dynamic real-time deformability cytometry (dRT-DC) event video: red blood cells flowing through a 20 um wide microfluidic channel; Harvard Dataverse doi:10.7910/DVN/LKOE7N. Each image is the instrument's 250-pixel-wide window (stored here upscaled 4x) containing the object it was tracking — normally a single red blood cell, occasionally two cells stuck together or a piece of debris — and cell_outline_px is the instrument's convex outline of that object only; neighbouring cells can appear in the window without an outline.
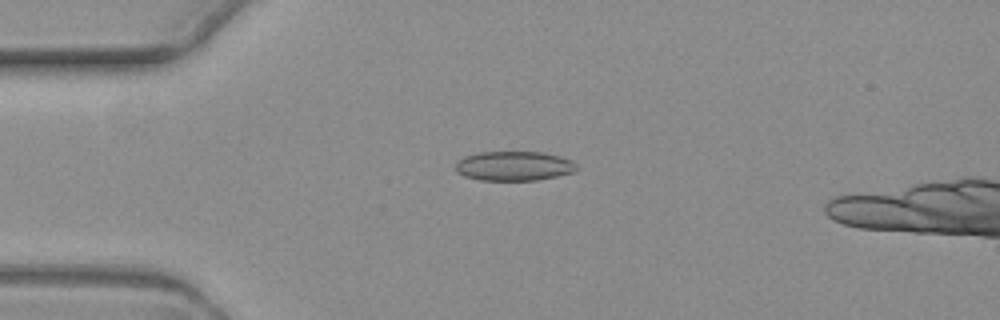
{"species": "common noctule bat (a hibernating species)", "species_latin": "Nyctalus noctula", "temperature_condition": "warm", "stored_images_in_passage": 3, "camera_frame_rate_fps": 3000, "um_per_image_px": 0.085, "animal": {"sex": "female", "body_mass_g": 19.3, "forearm_length_mm": 54.1}, "frame": {"image": 1, "passage_image": 2, "time_ms": 1.333, "image_size_px": [1000, 320], "cell_outline_px": [[580, 168], [576, 172], [536, 180], [480, 180], [464, 176], [456, 172], [456, 164], [464, 156], [476, 152], [544, 152], [568, 160], [576, 164]], "centroid_in_image_um": [43.68, 14.11], "position_along_channel_um": 41.3, "area_um2": 20.75}}